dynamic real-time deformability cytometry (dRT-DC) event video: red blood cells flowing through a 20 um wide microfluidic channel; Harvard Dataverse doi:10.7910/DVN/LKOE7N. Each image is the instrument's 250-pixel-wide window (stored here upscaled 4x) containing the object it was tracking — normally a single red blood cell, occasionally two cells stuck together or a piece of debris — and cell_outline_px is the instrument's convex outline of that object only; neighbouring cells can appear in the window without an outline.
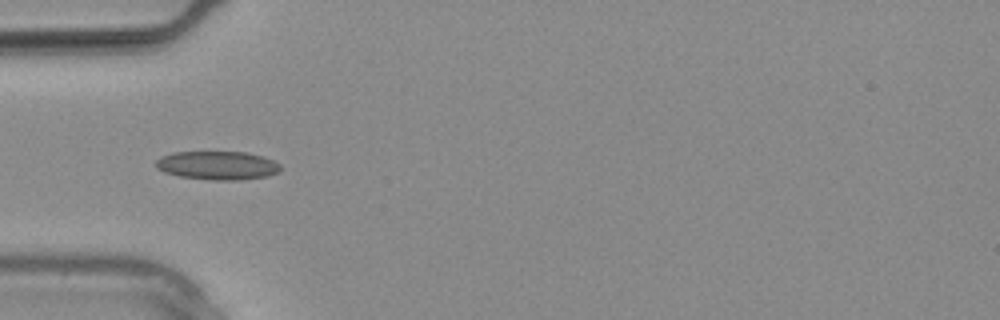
{"species": "common noctule bat (a hibernating species)", "species_latin": "Nyctalus noctula", "temperature_condition": "warm", "stored_images_in_passage": 7, "camera_frame_rate_fps": 3000, "um_per_image_px": 0.085, "animal": {"sex": "male", "body_mass_g": 20.4}, "frame": {"image": 1, "passage_image": 1, "time_ms": 0.0, "image_size_px": [1000, 320], "cell_outline_px": [[280, 168], [276, 172], [268, 176], [240, 180], [212, 180], [180, 176], [164, 172], [156, 168], [156, 160], [160, 156], [172, 152], [248, 152], [264, 156], [280, 164]], "centroid_in_image_um": [18.47, 14.05], "position_along_channel_um": 66.5, "area_um2": 20.81}}